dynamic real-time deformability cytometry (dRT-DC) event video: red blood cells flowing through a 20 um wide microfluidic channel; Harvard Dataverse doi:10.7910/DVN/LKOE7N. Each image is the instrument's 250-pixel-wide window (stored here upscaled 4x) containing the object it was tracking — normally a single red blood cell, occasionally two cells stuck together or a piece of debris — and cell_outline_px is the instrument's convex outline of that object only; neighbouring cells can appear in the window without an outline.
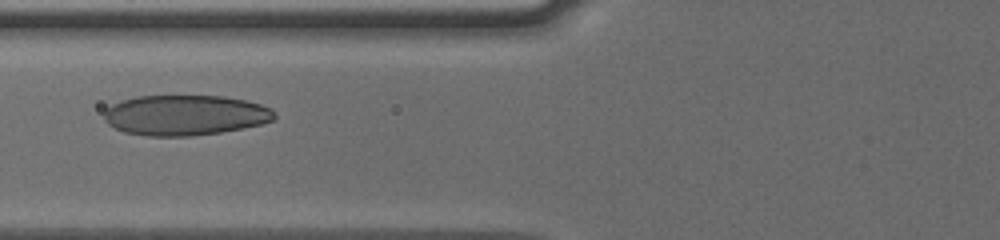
{"species": "human", "species_latin": "Homo sapiens", "temperature_condition": "cold", "stored_images_in_passage": 38, "camera_frame_rate_fps": 3000, "um_per_image_px": 0.085, "donor": {"sex": "male"}, "frame": {"image": 1, "passage_image": 6, "time_ms": 1.667, "image_size_px": [1000, 240], "cell_outline_px": [[276, 116], [272, 120], [260, 124], [220, 132], [188, 136], [148, 136], [124, 132], [108, 124], [104, 120], [104, 112], [112, 104], [136, 96], [224, 96], [244, 100], [260, 104], [272, 108]], "centroid_in_image_um": [15.72, 9.78], "position_along_channel_um": 110.1, "area_um2": 39.82}}
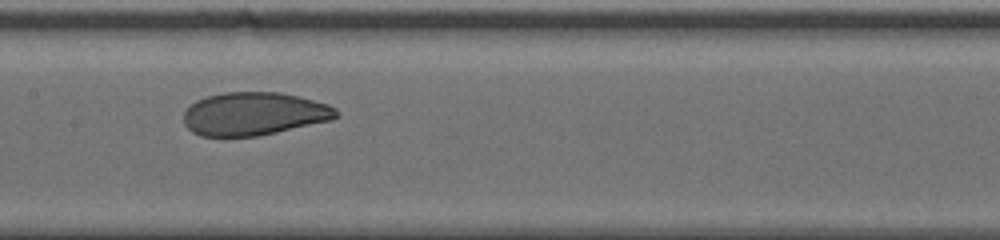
{"frame": {"image": 2, "passage_image": 12, "time_ms": 3.667, "image_size_px": [1000, 240], "cell_outline_px": [[340, 116], [332, 120], [276, 132], [256, 136], [200, 136], [192, 132], [184, 124], [184, 112], [196, 100], [204, 96], [224, 92], [280, 92], [328, 104], [336, 108]], "centroid_in_image_um": [21.58, 9.67], "position_along_channel_um": 185.8, "area_um2": 38.32}}
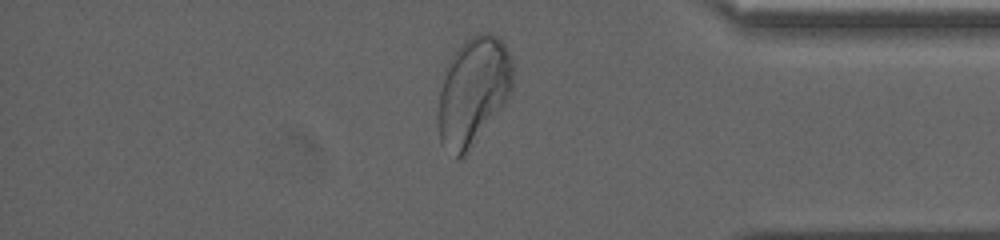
{"frame": {"image": 3, "passage_image": 30, "time_ms": 9.667, "image_size_px": [1000, 240], "cell_outline_px": [[512, 88], [508, 100], [468, 152], [460, 160], [456, 160], [440, 144], [436, 120], [436, 116], [444, 68], [452, 56], [464, 40], [480, 32], [488, 32], [496, 36], [504, 44], [512, 60]], "centroid_in_image_um": [40.18, 7.81], "position_along_channel_um": 395.0, "area_um2": 47.8}, "authors_computed_cell_mechanics": {"area_um2": 40.2866, "velocity_mm_per_s": 3.7646, "shape_relaxation_time_tau1_ms": 3.1947, "shape_relaxation_time_tau2_ms": null, "deformation_change_tau1": 0.11, "deformation_change_tau2": null}}